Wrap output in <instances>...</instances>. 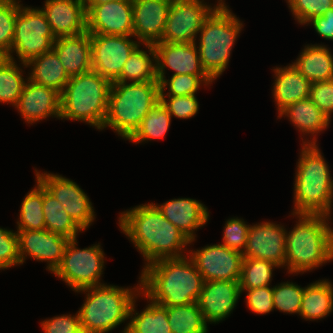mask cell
Returning a JSON list of instances; mask_svg holds the SVG:
<instances>
[{"label":"cell","instance_id":"51","mask_svg":"<svg viewBox=\"0 0 333 333\" xmlns=\"http://www.w3.org/2000/svg\"><path fill=\"white\" fill-rule=\"evenodd\" d=\"M169 2H176V1H181V0H168Z\"/></svg>","mask_w":333,"mask_h":333},{"label":"cell","instance_id":"4","mask_svg":"<svg viewBox=\"0 0 333 333\" xmlns=\"http://www.w3.org/2000/svg\"><path fill=\"white\" fill-rule=\"evenodd\" d=\"M298 224L286 233V266L289 273L317 268L333 259V229L325 215L299 214ZM328 218V219H327Z\"/></svg>","mask_w":333,"mask_h":333},{"label":"cell","instance_id":"42","mask_svg":"<svg viewBox=\"0 0 333 333\" xmlns=\"http://www.w3.org/2000/svg\"><path fill=\"white\" fill-rule=\"evenodd\" d=\"M249 228L250 225H247L244 220L238 218L227 220L222 245L243 253L246 247Z\"/></svg>","mask_w":333,"mask_h":333},{"label":"cell","instance_id":"2","mask_svg":"<svg viewBox=\"0 0 333 333\" xmlns=\"http://www.w3.org/2000/svg\"><path fill=\"white\" fill-rule=\"evenodd\" d=\"M139 282L140 286L134 291L144 293L149 300L162 306L197 302L204 284L194 262L186 256L164 258L145 265Z\"/></svg>","mask_w":333,"mask_h":333},{"label":"cell","instance_id":"21","mask_svg":"<svg viewBox=\"0 0 333 333\" xmlns=\"http://www.w3.org/2000/svg\"><path fill=\"white\" fill-rule=\"evenodd\" d=\"M44 12L55 38L75 36L87 31L84 0H46Z\"/></svg>","mask_w":333,"mask_h":333},{"label":"cell","instance_id":"31","mask_svg":"<svg viewBox=\"0 0 333 333\" xmlns=\"http://www.w3.org/2000/svg\"><path fill=\"white\" fill-rule=\"evenodd\" d=\"M145 46L148 48L147 50L149 51L152 59L155 61L150 58L146 51L139 49L140 46H138L125 62L122 73L115 82L127 83V81H158L156 50L152 44H145ZM152 61L155 62V64Z\"/></svg>","mask_w":333,"mask_h":333},{"label":"cell","instance_id":"29","mask_svg":"<svg viewBox=\"0 0 333 333\" xmlns=\"http://www.w3.org/2000/svg\"><path fill=\"white\" fill-rule=\"evenodd\" d=\"M332 311L333 287L331 282L320 280L304 287L300 316L307 320H316L326 317Z\"/></svg>","mask_w":333,"mask_h":333},{"label":"cell","instance_id":"49","mask_svg":"<svg viewBox=\"0 0 333 333\" xmlns=\"http://www.w3.org/2000/svg\"><path fill=\"white\" fill-rule=\"evenodd\" d=\"M111 1H125V0H84L86 13L96 5L105 4Z\"/></svg>","mask_w":333,"mask_h":333},{"label":"cell","instance_id":"19","mask_svg":"<svg viewBox=\"0 0 333 333\" xmlns=\"http://www.w3.org/2000/svg\"><path fill=\"white\" fill-rule=\"evenodd\" d=\"M170 5L168 0H132L133 37L142 44L161 42Z\"/></svg>","mask_w":333,"mask_h":333},{"label":"cell","instance_id":"7","mask_svg":"<svg viewBox=\"0 0 333 333\" xmlns=\"http://www.w3.org/2000/svg\"><path fill=\"white\" fill-rule=\"evenodd\" d=\"M81 291L88 292L78 311L83 333H107L129 319L136 298L133 289L102 284L76 292Z\"/></svg>","mask_w":333,"mask_h":333},{"label":"cell","instance_id":"24","mask_svg":"<svg viewBox=\"0 0 333 333\" xmlns=\"http://www.w3.org/2000/svg\"><path fill=\"white\" fill-rule=\"evenodd\" d=\"M69 77L92 70L91 34L86 31L75 36L56 38L52 49Z\"/></svg>","mask_w":333,"mask_h":333},{"label":"cell","instance_id":"22","mask_svg":"<svg viewBox=\"0 0 333 333\" xmlns=\"http://www.w3.org/2000/svg\"><path fill=\"white\" fill-rule=\"evenodd\" d=\"M15 107L31 124L49 116L60 118V93L27 79Z\"/></svg>","mask_w":333,"mask_h":333},{"label":"cell","instance_id":"40","mask_svg":"<svg viewBox=\"0 0 333 333\" xmlns=\"http://www.w3.org/2000/svg\"><path fill=\"white\" fill-rule=\"evenodd\" d=\"M304 288L290 282H284L273 287L274 309L286 313H300Z\"/></svg>","mask_w":333,"mask_h":333},{"label":"cell","instance_id":"25","mask_svg":"<svg viewBox=\"0 0 333 333\" xmlns=\"http://www.w3.org/2000/svg\"><path fill=\"white\" fill-rule=\"evenodd\" d=\"M273 71L276 78L273 96L279 113L288 105L309 98L311 82L293 64Z\"/></svg>","mask_w":333,"mask_h":333},{"label":"cell","instance_id":"20","mask_svg":"<svg viewBox=\"0 0 333 333\" xmlns=\"http://www.w3.org/2000/svg\"><path fill=\"white\" fill-rule=\"evenodd\" d=\"M239 281L204 282L197 304L205 322L218 323L233 311L240 297Z\"/></svg>","mask_w":333,"mask_h":333},{"label":"cell","instance_id":"43","mask_svg":"<svg viewBox=\"0 0 333 333\" xmlns=\"http://www.w3.org/2000/svg\"><path fill=\"white\" fill-rule=\"evenodd\" d=\"M20 265L16 232L0 228V269Z\"/></svg>","mask_w":333,"mask_h":333},{"label":"cell","instance_id":"5","mask_svg":"<svg viewBox=\"0 0 333 333\" xmlns=\"http://www.w3.org/2000/svg\"><path fill=\"white\" fill-rule=\"evenodd\" d=\"M159 101V81L113 82L102 129L110 127L122 138L128 139L149 110Z\"/></svg>","mask_w":333,"mask_h":333},{"label":"cell","instance_id":"46","mask_svg":"<svg viewBox=\"0 0 333 333\" xmlns=\"http://www.w3.org/2000/svg\"><path fill=\"white\" fill-rule=\"evenodd\" d=\"M246 296L248 308L257 314H266L274 310L273 288L269 286L247 289Z\"/></svg>","mask_w":333,"mask_h":333},{"label":"cell","instance_id":"1","mask_svg":"<svg viewBox=\"0 0 333 333\" xmlns=\"http://www.w3.org/2000/svg\"><path fill=\"white\" fill-rule=\"evenodd\" d=\"M119 226L142 253L146 265L164 258L183 257L182 250L191 243L154 203L121 213Z\"/></svg>","mask_w":333,"mask_h":333},{"label":"cell","instance_id":"26","mask_svg":"<svg viewBox=\"0 0 333 333\" xmlns=\"http://www.w3.org/2000/svg\"><path fill=\"white\" fill-rule=\"evenodd\" d=\"M293 65L311 83L333 79V55L325 45H306Z\"/></svg>","mask_w":333,"mask_h":333},{"label":"cell","instance_id":"35","mask_svg":"<svg viewBox=\"0 0 333 333\" xmlns=\"http://www.w3.org/2000/svg\"><path fill=\"white\" fill-rule=\"evenodd\" d=\"M13 56L0 58V102L16 106L26 81Z\"/></svg>","mask_w":333,"mask_h":333},{"label":"cell","instance_id":"3","mask_svg":"<svg viewBox=\"0 0 333 333\" xmlns=\"http://www.w3.org/2000/svg\"><path fill=\"white\" fill-rule=\"evenodd\" d=\"M294 187L293 215H325L330 217L333 180L329 167L318 149L316 139L303 141L297 164Z\"/></svg>","mask_w":333,"mask_h":333},{"label":"cell","instance_id":"36","mask_svg":"<svg viewBox=\"0 0 333 333\" xmlns=\"http://www.w3.org/2000/svg\"><path fill=\"white\" fill-rule=\"evenodd\" d=\"M36 188L32 189L22 201L17 230H43L45 220L43 213V185L37 180Z\"/></svg>","mask_w":333,"mask_h":333},{"label":"cell","instance_id":"10","mask_svg":"<svg viewBox=\"0 0 333 333\" xmlns=\"http://www.w3.org/2000/svg\"><path fill=\"white\" fill-rule=\"evenodd\" d=\"M76 239H70L65 247L61 263L52 272L73 290L102 285L100 277L104 266V252L100 245L78 249Z\"/></svg>","mask_w":333,"mask_h":333},{"label":"cell","instance_id":"33","mask_svg":"<svg viewBox=\"0 0 333 333\" xmlns=\"http://www.w3.org/2000/svg\"><path fill=\"white\" fill-rule=\"evenodd\" d=\"M168 323L172 333H207V323L197 304L167 306Z\"/></svg>","mask_w":333,"mask_h":333},{"label":"cell","instance_id":"39","mask_svg":"<svg viewBox=\"0 0 333 333\" xmlns=\"http://www.w3.org/2000/svg\"><path fill=\"white\" fill-rule=\"evenodd\" d=\"M17 0H4L0 3V56H10L14 36L16 16L20 9Z\"/></svg>","mask_w":333,"mask_h":333},{"label":"cell","instance_id":"16","mask_svg":"<svg viewBox=\"0 0 333 333\" xmlns=\"http://www.w3.org/2000/svg\"><path fill=\"white\" fill-rule=\"evenodd\" d=\"M286 230L279 224L262 222L250 226L244 258L264 259L277 266H286Z\"/></svg>","mask_w":333,"mask_h":333},{"label":"cell","instance_id":"28","mask_svg":"<svg viewBox=\"0 0 333 333\" xmlns=\"http://www.w3.org/2000/svg\"><path fill=\"white\" fill-rule=\"evenodd\" d=\"M285 116L291 119L292 124L304 134H316L328 127L329 118L312 102L306 98L288 105L278 117Z\"/></svg>","mask_w":333,"mask_h":333},{"label":"cell","instance_id":"23","mask_svg":"<svg viewBox=\"0 0 333 333\" xmlns=\"http://www.w3.org/2000/svg\"><path fill=\"white\" fill-rule=\"evenodd\" d=\"M156 207L163 216L175 225L185 236L193 242L195 229L207 223L209 213L199 201L190 198L172 199Z\"/></svg>","mask_w":333,"mask_h":333},{"label":"cell","instance_id":"32","mask_svg":"<svg viewBox=\"0 0 333 333\" xmlns=\"http://www.w3.org/2000/svg\"><path fill=\"white\" fill-rule=\"evenodd\" d=\"M43 213L45 229L68 239H76L83 231L64 210L61 203L43 186Z\"/></svg>","mask_w":333,"mask_h":333},{"label":"cell","instance_id":"38","mask_svg":"<svg viewBox=\"0 0 333 333\" xmlns=\"http://www.w3.org/2000/svg\"><path fill=\"white\" fill-rule=\"evenodd\" d=\"M211 82H213V79L209 75L179 74L172 75L168 80H166L165 77L159 82L160 98L167 96L195 95L201 83L208 85ZM167 88L169 92L164 94V90Z\"/></svg>","mask_w":333,"mask_h":333},{"label":"cell","instance_id":"17","mask_svg":"<svg viewBox=\"0 0 333 333\" xmlns=\"http://www.w3.org/2000/svg\"><path fill=\"white\" fill-rule=\"evenodd\" d=\"M86 17L90 34L133 36L132 0L93 6Z\"/></svg>","mask_w":333,"mask_h":333},{"label":"cell","instance_id":"18","mask_svg":"<svg viewBox=\"0 0 333 333\" xmlns=\"http://www.w3.org/2000/svg\"><path fill=\"white\" fill-rule=\"evenodd\" d=\"M156 50L157 77L160 82L165 78V68H170L175 73L208 75L200 61L199 50L195 43H165L154 44Z\"/></svg>","mask_w":333,"mask_h":333},{"label":"cell","instance_id":"8","mask_svg":"<svg viewBox=\"0 0 333 333\" xmlns=\"http://www.w3.org/2000/svg\"><path fill=\"white\" fill-rule=\"evenodd\" d=\"M242 22L228 8H216L200 29L199 55L203 69L215 80L227 68Z\"/></svg>","mask_w":333,"mask_h":333},{"label":"cell","instance_id":"30","mask_svg":"<svg viewBox=\"0 0 333 333\" xmlns=\"http://www.w3.org/2000/svg\"><path fill=\"white\" fill-rule=\"evenodd\" d=\"M134 305L135 300L129 312L131 320L123 333H172L168 323L167 306L151 301L142 312L135 314Z\"/></svg>","mask_w":333,"mask_h":333},{"label":"cell","instance_id":"44","mask_svg":"<svg viewBox=\"0 0 333 333\" xmlns=\"http://www.w3.org/2000/svg\"><path fill=\"white\" fill-rule=\"evenodd\" d=\"M169 100L160 98V102L168 110V113L176 118L188 119L193 117L198 109L199 104L195 95H184V96H168Z\"/></svg>","mask_w":333,"mask_h":333},{"label":"cell","instance_id":"48","mask_svg":"<svg viewBox=\"0 0 333 333\" xmlns=\"http://www.w3.org/2000/svg\"><path fill=\"white\" fill-rule=\"evenodd\" d=\"M309 23H312L320 36L333 40V8L327 10L322 16L314 17L307 24Z\"/></svg>","mask_w":333,"mask_h":333},{"label":"cell","instance_id":"37","mask_svg":"<svg viewBox=\"0 0 333 333\" xmlns=\"http://www.w3.org/2000/svg\"><path fill=\"white\" fill-rule=\"evenodd\" d=\"M275 263L264 259L244 258L242 262L239 285L242 291L269 286Z\"/></svg>","mask_w":333,"mask_h":333},{"label":"cell","instance_id":"6","mask_svg":"<svg viewBox=\"0 0 333 333\" xmlns=\"http://www.w3.org/2000/svg\"><path fill=\"white\" fill-rule=\"evenodd\" d=\"M111 84L93 70L70 77L60 94V118L87 122L101 130L107 116Z\"/></svg>","mask_w":333,"mask_h":333},{"label":"cell","instance_id":"9","mask_svg":"<svg viewBox=\"0 0 333 333\" xmlns=\"http://www.w3.org/2000/svg\"><path fill=\"white\" fill-rule=\"evenodd\" d=\"M56 38L41 9L22 7L16 16L11 53L15 50L21 64L53 49Z\"/></svg>","mask_w":333,"mask_h":333},{"label":"cell","instance_id":"11","mask_svg":"<svg viewBox=\"0 0 333 333\" xmlns=\"http://www.w3.org/2000/svg\"><path fill=\"white\" fill-rule=\"evenodd\" d=\"M216 9L203 0H181L172 2L168 11L161 42L195 43L196 35L204 21Z\"/></svg>","mask_w":333,"mask_h":333},{"label":"cell","instance_id":"13","mask_svg":"<svg viewBox=\"0 0 333 333\" xmlns=\"http://www.w3.org/2000/svg\"><path fill=\"white\" fill-rule=\"evenodd\" d=\"M36 172V179L61 203L64 210L84 231L95 219L85 192L73 181L57 174Z\"/></svg>","mask_w":333,"mask_h":333},{"label":"cell","instance_id":"34","mask_svg":"<svg viewBox=\"0 0 333 333\" xmlns=\"http://www.w3.org/2000/svg\"><path fill=\"white\" fill-rule=\"evenodd\" d=\"M170 122L171 115L159 101L149 110L139 127L127 140L140 143L146 140L163 138L169 128Z\"/></svg>","mask_w":333,"mask_h":333},{"label":"cell","instance_id":"45","mask_svg":"<svg viewBox=\"0 0 333 333\" xmlns=\"http://www.w3.org/2000/svg\"><path fill=\"white\" fill-rule=\"evenodd\" d=\"M312 102L331 120L333 112V79L311 83Z\"/></svg>","mask_w":333,"mask_h":333},{"label":"cell","instance_id":"50","mask_svg":"<svg viewBox=\"0 0 333 333\" xmlns=\"http://www.w3.org/2000/svg\"><path fill=\"white\" fill-rule=\"evenodd\" d=\"M221 1V2H220ZM216 8H227V6L225 5V3L222 0H219L218 5H215Z\"/></svg>","mask_w":333,"mask_h":333},{"label":"cell","instance_id":"47","mask_svg":"<svg viewBox=\"0 0 333 333\" xmlns=\"http://www.w3.org/2000/svg\"><path fill=\"white\" fill-rule=\"evenodd\" d=\"M41 326L45 333H83L79 313L44 320Z\"/></svg>","mask_w":333,"mask_h":333},{"label":"cell","instance_id":"41","mask_svg":"<svg viewBox=\"0 0 333 333\" xmlns=\"http://www.w3.org/2000/svg\"><path fill=\"white\" fill-rule=\"evenodd\" d=\"M287 3L300 24H307L314 17L322 16L333 8V0H287Z\"/></svg>","mask_w":333,"mask_h":333},{"label":"cell","instance_id":"12","mask_svg":"<svg viewBox=\"0 0 333 333\" xmlns=\"http://www.w3.org/2000/svg\"><path fill=\"white\" fill-rule=\"evenodd\" d=\"M130 37L91 34L92 70L111 83L115 82L131 53L140 45Z\"/></svg>","mask_w":333,"mask_h":333},{"label":"cell","instance_id":"15","mask_svg":"<svg viewBox=\"0 0 333 333\" xmlns=\"http://www.w3.org/2000/svg\"><path fill=\"white\" fill-rule=\"evenodd\" d=\"M16 232L21 264L26 256H30L37 261H47V269L53 272L61 263L65 247L70 239L47 229L17 230Z\"/></svg>","mask_w":333,"mask_h":333},{"label":"cell","instance_id":"14","mask_svg":"<svg viewBox=\"0 0 333 333\" xmlns=\"http://www.w3.org/2000/svg\"><path fill=\"white\" fill-rule=\"evenodd\" d=\"M189 253L204 282L240 280L244 259L241 252L215 244Z\"/></svg>","mask_w":333,"mask_h":333},{"label":"cell","instance_id":"27","mask_svg":"<svg viewBox=\"0 0 333 333\" xmlns=\"http://www.w3.org/2000/svg\"><path fill=\"white\" fill-rule=\"evenodd\" d=\"M23 66L33 67L31 73H29V80L36 84L53 88L60 94L70 80L57 54L53 50L31 59L27 64H23Z\"/></svg>","mask_w":333,"mask_h":333}]
</instances>
